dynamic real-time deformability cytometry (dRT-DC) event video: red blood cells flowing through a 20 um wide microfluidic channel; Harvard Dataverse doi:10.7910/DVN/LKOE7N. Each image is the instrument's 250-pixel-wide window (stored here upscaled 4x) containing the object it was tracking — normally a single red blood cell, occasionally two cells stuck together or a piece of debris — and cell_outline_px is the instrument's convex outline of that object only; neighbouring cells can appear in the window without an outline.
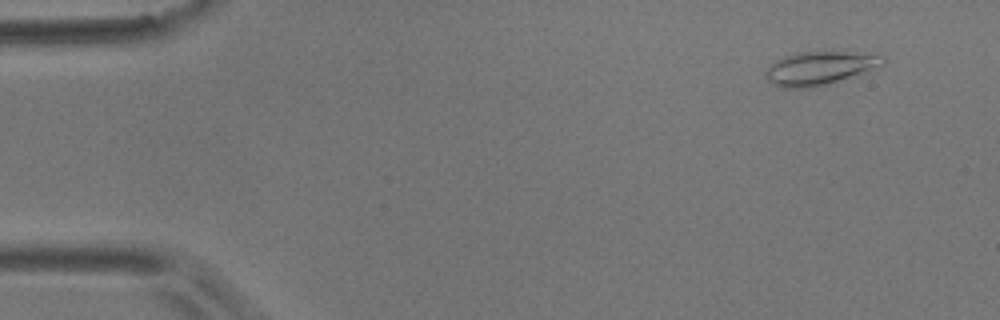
{"species": "common noctule bat (a hibernating species)", "species_latin": "Nyctalus noctula", "temperature_condition": "room temperature", "stored_images_in_passage": 5, "camera_frame_rate_fps": 3000, "um_per_image_px": 0.085, "animal": {"sex": "male", "body_mass_g": 17.9}, "frame": {"image": 1, "passage_image": 2, "time_ms": 1.0, "image_size_px": [1000, 320], "cell_outline_px": [[884, 64], [828, 84], [808, 88], [784, 88], [772, 84], [768, 80], [764, 72], [768, 64], [784, 56], [796, 52], [832, 48], [880, 52], [884, 56]], "centroid_in_image_um": [69.72, 5.7], "position_along_channel_um": 15.3, "area_um2": 24.16}}